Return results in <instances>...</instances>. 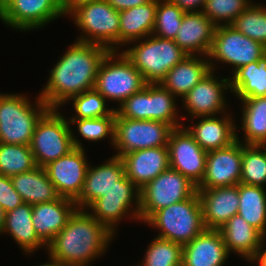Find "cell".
Wrapping results in <instances>:
<instances>
[{
	"label": "cell",
	"mask_w": 266,
	"mask_h": 266,
	"mask_svg": "<svg viewBox=\"0 0 266 266\" xmlns=\"http://www.w3.org/2000/svg\"><path fill=\"white\" fill-rule=\"evenodd\" d=\"M215 73L211 70L181 100L183 110L193 120L196 117L218 116L228 112L225 95L228 89L230 91V78H218Z\"/></svg>",
	"instance_id": "13"
},
{
	"label": "cell",
	"mask_w": 266,
	"mask_h": 266,
	"mask_svg": "<svg viewBox=\"0 0 266 266\" xmlns=\"http://www.w3.org/2000/svg\"><path fill=\"white\" fill-rule=\"evenodd\" d=\"M185 12L171 0H157L153 35L174 40Z\"/></svg>",
	"instance_id": "38"
},
{
	"label": "cell",
	"mask_w": 266,
	"mask_h": 266,
	"mask_svg": "<svg viewBox=\"0 0 266 266\" xmlns=\"http://www.w3.org/2000/svg\"><path fill=\"white\" fill-rule=\"evenodd\" d=\"M157 0L119 11V49L153 34Z\"/></svg>",
	"instance_id": "28"
},
{
	"label": "cell",
	"mask_w": 266,
	"mask_h": 266,
	"mask_svg": "<svg viewBox=\"0 0 266 266\" xmlns=\"http://www.w3.org/2000/svg\"><path fill=\"white\" fill-rule=\"evenodd\" d=\"M230 253L219 230L205 229L183 246L185 266H224Z\"/></svg>",
	"instance_id": "23"
},
{
	"label": "cell",
	"mask_w": 266,
	"mask_h": 266,
	"mask_svg": "<svg viewBox=\"0 0 266 266\" xmlns=\"http://www.w3.org/2000/svg\"><path fill=\"white\" fill-rule=\"evenodd\" d=\"M231 74L230 92L239 100L266 96V54Z\"/></svg>",
	"instance_id": "30"
},
{
	"label": "cell",
	"mask_w": 266,
	"mask_h": 266,
	"mask_svg": "<svg viewBox=\"0 0 266 266\" xmlns=\"http://www.w3.org/2000/svg\"><path fill=\"white\" fill-rule=\"evenodd\" d=\"M264 54L266 47L263 44L245 36L232 25H220L215 28L207 57L212 71L222 62L232 66L231 72L234 73L240 67L258 61ZM216 61L220 62L216 65Z\"/></svg>",
	"instance_id": "10"
},
{
	"label": "cell",
	"mask_w": 266,
	"mask_h": 266,
	"mask_svg": "<svg viewBox=\"0 0 266 266\" xmlns=\"http://www.w3.org/2000/svg\"><path fill=\"white\" fill-rule=\"evenodd\" d=\"M59 111L48 109L35 125L30 147L38 167L44 168L74 148H84L73 132L72 124Z\"/></svg>",
	"instance_id": "3"
},
{
	"label": "cell",
	"mask_w": 266,
	"mask_h": 266,
	"mask_svg": "<svg viewBox=\"0 0 266 266\" xmlns=\"http://www.w3.org/2000/svg\"><path fill=\"white\" fill-rule=\"evenodd\" d=\"M167 148L169 167L198 185L205 173L207 152L194 140L185 125L171 131Z\"/></svg>",
	"instance_id": "14"
},
{
	"label": "cell",
	"mask_w": 266,
	"mask_h": 266,
	"mask_svg": "<svg viewBox=\"0 0 266 266\" xmlns=\"http://www.w3.org/2000/svg\"><path fill=\"white\" fill-rule=\"evenodd\" d=\"M241 171L242 143L236 140L228 147L207 152L205 173L197 189L238 185Z\"/></svg>",
	"instance_id": "17"
},
{
	"label": "cell",
	"mask_w": 266,
	"mask_h": 266,
	"mask_svg": "<svg viewBox=\"0 0 266 266\" xmlns=\"http://www.w3.org/2000/svg\"><path fill=\"white\" fill-rule=\"evenodd\" d=\"M115 117L116 112L114 111L111 115L100 118L69 119L68 122L77 125V132L84 140L100 142V140L102 141L108 137L111 146H113Z\"/></svg>",
	"instance_id": "40"
},
{
	"label": "cell",
	"mask_w": 266,
	"mask_h": 266,
	"mask_svg": "<svg viewBox=\"0 0 266 266\" xmlns=\"http://www.w3.org/2000/svg\"><path fill=\"white\" fill-rule=\"evenodd\" d=\"M252 0H206L203 13L216 25H231Z\"/></svg>",
	"instance_id": "41"
},
{
	"label": "cell",
	"mask_w": 266,
	"mask_h": 266,
	"mask_svg": "<svg viewBox=\"0 0 266 266\" xmlns=\"http://www.w3.org/2000/svg\"><path fill=\"white\" fill-rule=\"evenodd\" d=\"M11 180L24 203L35 205L60 197L43 167L36 166L30 171L12 176Z\"/></svg>",
	"instance_id": "29"
},
{
	"label": "cell",
	"mask_w": 266,
	"mask_h": 266,
	"mask_svg": "<svg viewBox=\"0 0 266 266\" xmlns=\"http://www.w3.org/2000/svg\"><path fill=\"white\" fill-rule=\"evenodd\" d=\"M231 254L237 253L244 261L251 262L262 248L265 237L241 216H232L219 230Z\"/></svg>",
	"instance_id": "25"
},
{
	"label": "cell",
	"mask_w": 266,
	"mask_h": 266,
	"mask_svg": "<svg viewBox=\"0 0 266 266\" xmlns=\"http://www.w3.org/2000/svg\"><path fill=\"white\" fill-rule=\"evenodd\" d=\"M23 203L22 197L14 189L11 177L0 175V206L4 212L13 210Z\"/></svg>",
	"instance_id": "43"
},
{
	"label": "cell",
	"mask_w": 266,
	"mask_h": 266,
	"mask_svg": "<svg viewBox=\"0 0 266 266\" xmlns=\"http://www.w3.org/2000/svg\"><path fill=\"white\" fill-rule=\"evenodd\" d=\"M242 103L241 123L237 129L242 128L243 141L236 132V140L245 145L266 144V96L256 98H244Z\"/></svg>",
	"instance_id": "31"
},
{
	"label": "cell",
	"mask_w": 266,
	"mask_h": 266,
	"mask_svg": "<svg viewBox=\"0 0 266 266\" xmlns=\"http://www.w3.org/2000/svg\"><path fill=\"white\" fill-rule=\"evenodd\" d=\"M245 36L266 47V6L253 3L231 24Z\"/></svg>",
	"instance_id": "36"
},
{
	"label": "cell",
	"mask_w": 266,
	"mask_h": 266,
	"mask_svg": "<svg viewBox=\"0 0 266 266\" xmlns=\"http://www.w3.org/2000/svg\"><path fill=\"white\" fill-rule=\"evenodd\" d=\"M35 104L24 94L0 93V142L30 145L37 121L49 109L38 95Z\"/></svg>",
	"instance_id": "4"
},
{
	"label": "cell",
	"mask_w": 266,
	"mask_h": 266,
	"mask_svg": "<svg viewBox=\"0 0 266 266\" xmlns=\"http://www.w3.org/2000/svg\"><path fill=\"white\" fill-rule=\"evenodd\" d=\"M175 97L160 83L150 84V120L164 122L173 129L184 126L178 117L182 120L186 117L177 114L179 109Z\"/></svg>",
	"instance_id": "33"
},
{
	"label": "cell",
	"mask_w": 266,
	"mask_h": 266,
	"mask_svg": "<svg viewBox=\"0 0 266 266\" xmlns=\"http://www.w3.org/2000/svg\"><path fill=\"white\" fill-rule=\"evenodd\" d=\"M121 51L106 54L98 68L94 87L106 100L118 102L119 105L147 84Z\"/></svg>",
	"instance_id": "8"
},
{
	"label": "cell",
	"mask_w": 266,
	"mask_h": 266,
	"mask_svg": "<svg viewBox=\"0 0 266 266\" xmlns=\"http://www.w3.org/2000/svg\"><path fill=\"white\" fill-rule=\"evenodd\" d=\"M35 167L36 163L30 145L0 142V175L12 177Z\"/></svg>",
	"instance_id": "34"
},
{
	"label": "cell",
	"mask_w": 266,
	"mask_h": 266,
	"mask_svg": "<svg viewBox=\"0 0 266 266\" xmlns=\"http://www.w3.org/2000/svg\"><path fill=\"white\" fill-rule=\"evenodd\" d=\"M121 158L126 177L139 190L169 168L167 146L135 150Z\"/></svg>",
	"instance_id": "20"
},
{
	"label": "cell",
	"mask_w": 266,
	"mask_h": 266,
	"mask_svg": "<svg viewBox=\"0 0 266 266\" xmlns=\"http://www.w3.org/2000/svg\"><path fill=\"white\" fill-rule=\"evenodd\" d=\"M200 118V119H199ZM198 122L185 128L194 137L200 147L206 151H213L228 147L236 141V123L234 115L224 113L221 117H196Z\"/></svg>",
	"instance_id": "21"
},
{
	"label": "cell",
	"mask_w": 266,
	"mask_h": 266,
	"mask_svg": "<svg viewBox=\"0 0 266 266\" xmlns=\"http://www.w3.org/2000/svg\"><path fill=\"white\" fill-rule=\"evenodd\" d=\"M13 0H0V13L12 2Z\"/></svg>",
	"instance_id": "49"
},
{
	"label": "cell",
	"mask_w": 266,
	"mask_h": 266,
	"mask_svg": "<svg viewBox=\"0 0 266 266\" xmlns=\"http://www.w3.org/2000/svg\"><path fill=\"white\" fill-rule=\"evenodd\" d=\"M76 209L75 201L63 197L32 205V222L38 237L48 245L66 226Z\"/></svg>",
	"instance_id": "24"
},
{
	"label": "cell",
	"mask_w": 266,
	"mask_h": 266,
	"mask_svg": "<svg viewBox=\"0 0 266 266\" xmlns=\"http://www.w3.org/2000/svg\"><path fill=\"white\" fill-rule=\"evenodd\" d=\"M9 234L27 255L47 245L38 237L32 222V205L23 203L5 213L2 234ZM36 250V251H35Z\"/></svg>",
	"instance_id": "27"
},
{
	"label": "cell",
	"mask_w": 266,
	"mask_h": 266,
	"mask_svg": "<svg viewBox=\"0 0 266 266\" xmlns=\"http://www.w3.org/2000/svg\"><path fill=\"white\" fill-rule=\"evenodd\" d=\"M240 183L246 185H266L265 144L245 145L242 143V171Z\"/></svg>",
	"instance_id": "35"
},
{
	"label": "cell",
	"mask_w": 266,
	"mask_h": 266,
	"mask_svg": "<svg viewBox=\"0 0 266 266\" xmlns=\"http://www.w3.org/2000/svg\"><path fill=\"white\" fill-rule=\"evenodd\" d=\"M74 116L69 119L100 118L111 115L115 107L108 108L107 100L95 89H91L72 97Z\"/></svg>",
	"instance_id": "39"
},
{
	"label": "cell",
	"mask_w": 266,
	"mask_h": 266,
	"mask_svg": "<svg viewBox=\"0 0 266 266\" xmlns=\"http://www.w3.org/2000/svg\"><path fill=\"white\" fill-rule=\"evenodd\" d=\"M185 13L202 12L206 0H171Z\"/></svg>",
	"instance_id": "44"
},
{
	"label": "cell",
	"mask_w": 266,
	"mask_h": 266,
	"mask_svg": "<svg viewBox=\"0 0 266 266\" xmlns=\"http://www.w3.org/2000/svg\"><path fill=\"white\" fill-rule=\"evenodd\" d=\"M140 191L139 221L144 223L156 212L194 196L197 185L170 167Z\"/></svg>",
	"instance_id": "9"
},
{
	"label": "cell",
	"mask_w": 266,
	"mask_h": 266,
	"mask_svg": "<svg viewBox=\"0 0 266 266\" xmlns=\"http://www.w3.org/2000/svg\"><path fill=\"white\" fill-rule=\"evenodd\" d=\"M133 43L132 47L122 52L142 74L147 84L160 83L168 71L188 56L174 40L153 34L129 44Z\"/></svg>",
	"instance_id": "5"
},
{
	"label": "cell",
	"mask_w": 266,
	"mask_h": 266,
	"mask_svg": "<svg viewBox=\"0 0 266 266\" xmlns=\"http://www.w3.org/2000/svg\"><path fill=\"white\" fill-rule=\"evenodd\" d=\"M4 218H5V212L3 208L0 206V235L2 234V229L4 226Z\"/></svg>",
	"instance_id": "48"
},
{
	"label": "cell",
	"mask_w": 266,
	"mask_h": 266,
	"mask_svg": "<svg viewBox=\"0 0 266 266\" xmlns=\"http://www.w3.org/2000/svg\"><path fill=\"white\" fill-rule=\"evenodd\" d=\"M117 106L115 112L119 117L150 120V84H146L141 91L134 93Z\"/></svg>",
	"instance_id": "42"
},
{
	"label": "cell",
	"mask_w": 266,
	"mask_h": 266,
	"mask_svg": "<svg viewBox=\"0 0 266 266\" xmlns=\"http://www.w3.org/2000/svg\"><path fill=\"white\" fill-rule=\"evenodd\" d=\"M85 148H74L44 168L60 197L76 201L80 196L89 166Z\"/></svg>",
	"instance_id": "16"
},
{
	"label": "cell",
	"mask_w": 266,
	"mask_h": 266,
	"mask_svg": "<svg viewBox=\"0 0 266 266\" xmlns=\"http://www.w3.org/2000/svg\"><path fill=\"white\" fill-rule=\"evenodd\" d=\"M108 52L103 46L75 41L49 70L40 98L49 109H60L72 97L93 89L98 68Z\"/></svg>",
	"instance_id": "1"
},
{
	"label": "cell",
	"mask_w": 266,
	"mask_h": 266,
	"mask_svg": "<svg viewBox=\"0 0 266 266\" xmlns=\"http://www.w3.org/2000/svg\"><path fill=\"white\" fill-rule=\"evenodd\" d=\"M139 194V189L124 175L118 181V185L93 201L86 210L91 209L92 212L89 213L116 235V227L124 217L130 216V219L139 221Z\"/></svg>",
	"instance_id": "11"
},
{
	"label": "cell",
	"mask_w": 266,
	"mask_h": 266,
	"mask_svg": "<svg viewBox=\"0 0 266 266\" xmlns=\"http://www.w3.org/2000/svg\"><path fill=\"white\" fill-rule=\"evenodd\" d=\"M211 71L208 57L188 55L170 71L160 84L176 98L184 96Z\"/></svg>",
	"instance_id": "26"
},
{
	"label": "cell",
	"mask_w": 266,
	"mask_h": 266,
	"mask_svg": "<svg viewBox=\"0 0 266 266\" xmlns=\"http://www.w3.org/2000/svg\"><path fill=\"white\" fill-rule=\"evenodd\" d=\"M238 215L266 238L265 187L239 183Z\"/></svg>",
	"instance_id": "32"
},
{
	"label": "cell",
	"mask_w": 266,
	"mask_h": 266,
	"mask_svg": "<svg viewBox=\"0 0 266 266\" xmlns=\"http://www.w3.org/2000/svg\"><path fill=\"white\" fill-rule=\"evenodd\" d=\"M264 243L265 239L263 241L262 248L257 253V256L250 262L251 265L254 264V266H256L255 264H257V266H266V249H264Z\"/></svg>",
	"instance_id": "47"
},
{
	"label": "cell",
	"mask_w": 266,
	"mask_h": 266,
	"mask_svg": "<svg viewBox=\"0 0 266 266\" xmlns=\"http://www.w3.org/2000/svg\"><path fill=\"white\" fill-rule=\"evenodd\" d=\"M63 16L59 0H13L0 13V21L23 33L41 29Z\"/></svg>",
	"instance_id": "15"
},
{
	"label": "cell",
	"mask_w": 266,
	"mask_h": 266,
	"mask_svg": "<svg viewBox=\"0 0 266 266\" xmlns=\"http://www.w3.org/2000/svg\"><path fill=\"white\" fill-rule=\"evenodd\" d=\"M115 10H127L132 7H137L146 4L150 0H106Z\"/></svg>",
	"instance_id": "45"
},
{
	"label": "cell",
	"mask_w": 266,
	"mask_h": 266,
	"mask_svg": "<svg viewBox=\"0 0 266 266\" xmlns=\"http://www.w3.org/2000/svg\"><path fill=\"white\" fill-rule=\"evenodd\" d=\"M197 190L206 229L220 230L232 216L238 214L239 184Z\"/></svg>",
	"instance_id": "18"
},
{
	"label": "cell",
	"mask_w": 266,
	"mask_h": 266,
	"mask_svg": "<svg viewBox=\"0 0 266 266\" xmlns=\"http://www.w3.org/2000/svg\"><path fill=\"white\" fill-rule=\"evenodd\" d=\"M69 17L81 34L76 41L119 50V11L106 0H95L79 6Z\"/></svg>",
	"instance_id": "7"
},
{
	"label": "cell",
	"mask_w": 266,
	"mask_h": 266,
	"mask_svg": "<svg viewBox=\"0 0 266 266\" xmlns=\"http://www.w3.org/2000/svg\"><path fill=\"white\" fill-rule=\"evenodd\" d=\"M113 234L86 209H76L47 245L48 258L61 266H89L107 251Z\"/></svg>",
	"instance_id": "2"
},
{
	"label": "cell",
	"mask_w": 266,
	"mask_h": 266,
	"mask_svg": "<svg viewBox=\"0 0 266 266\" xmlns=\"http://www.w3.org/2000/svg\"><path fill=\"white\" fill-rule=\"evenodd\" d=\"M183 246L170 240L154 238L136 266H178L182 263Z\"/></svg>",
	"instance_id": "37"
},
{
	"label": "cell",
	"mask_w": 266,
	"mask_h": 266,
	"mask_svg": "<svg viewBox=\"0 0 266 266\" xmlns=\"http://www.w3.org/2000/svg\"><path fill=\"white\" fill-rule=\"evenodd\" d=\"M104 162L94 167L89 164L83 190L75 201L77 209H87L93 201L118 185V181L125 175L121 157L113 155Z\"/></svg>",
	"instance_id": "19"
},
{
	"label": "cell",
	"mask_w": 266,
	"mask_h": 266,
	"mask_svg": "<svg viewBox=\"0 0 266 266\" xmlns=\"http://www.w3.org/2000/svg\"><path fill=\"white\" fill-rule=\"evenodd\" d=\"M215 28L203 12L185 13L174 41L188 55L205 57L209 54Z\"/></svg>",
	"instance_id": "22"
},
{
	"label": "cell",
	"mask_w": 266,
	"mask_h": 266,
	"mask_svg": "<svg viewBox=\"0 0 266 266\" xmlns=\"http://www.w3.org/2000/svg\"><path fill=\"white\" fill-rule=\"evenodd\" d=\"M49 260V262L47 263H43V264H41V265H37V266H61L60 264H58L57 262H54V261H52V260H50V259H48Z\"/></svg>",
	"instance_id": "50"
},
{
	"label": "cell",
	"mask_w": 266,
	"mask_h": 266,
	"mask_svg": "<svg viewBox=\"0 0 266 266\" xmlns=\"http://www.w3.org/2000/svg\"><path fill=\"white\" fill-rule=\"evenodd\" d=\"M95 0H59V6L64 16L67 17L79 6Z\"/></svg>",
	"instance_id": "46"
},
{
	"label": "cell",
	"mask_w": 266,
	"mask_h": 266,
	"mask_svg": "<svg viewBox=\"0 0 266 266\" xmlns=\"http://www.w3.org/2000/svg\"><path fill=\"white\" fill-rule=\"evenodd\" d=\"M173 128L164 122L154 120H133L115 117V156L135 150L167 146Z\"/></svg>",
	"instance_id": "12"
},
{
	"label": "cell",
	"mask_w": 266,
	"mask_h": 266,
	"mask_svg": "<svg viewBox=\"0 0 266 266\" xmlns=\"http://www.w3.org/2000/svg\"><path fill=\"white\" fill-rule=\"evenodd\" d=\"M145 224L160 231L158 238L184 246L206 229L198 193L156 211Z\"/></svg>",
	"instance_id": "6"
}]
</instances>
